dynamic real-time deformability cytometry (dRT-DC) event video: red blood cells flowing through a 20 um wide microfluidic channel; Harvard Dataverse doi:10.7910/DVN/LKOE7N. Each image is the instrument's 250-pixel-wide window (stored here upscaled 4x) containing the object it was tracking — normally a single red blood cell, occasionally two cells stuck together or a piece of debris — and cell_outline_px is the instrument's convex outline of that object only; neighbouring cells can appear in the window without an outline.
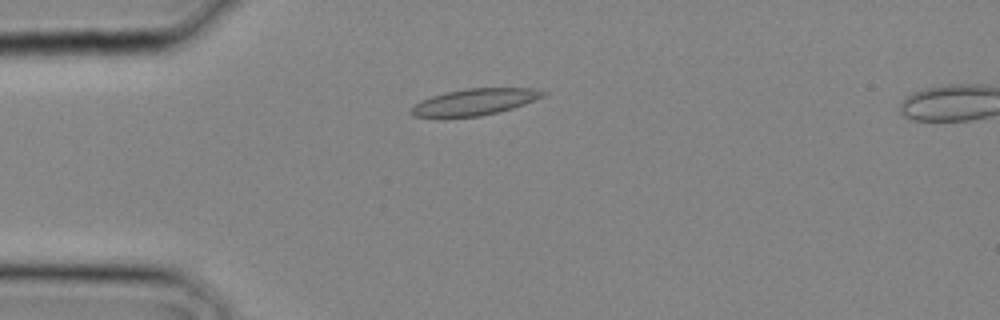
{"species": "common noctule bat (a hibernating species)", "species_latin": "Nyctalus noctula", "temperature_condition": "cold", "stored_images_in_passage": 12, "camera_frame_rate_fps": 3000, "um_per_image_px": 0.085, "animal": {"sex": "male", "body_mass_g": 20.4}, "frame": {"image": 1, "passage_image": 7, "time_ms": 2.0, "image_size_px": [1000, 320], "cell_outline_px": [[548, 92], [544, 96], [524, 104], [512, 108], [480, 116], [412, 116], [408, 112], [420, 100], [444, 92], [468, 88], [532, 88]], "centroid_in_image_um": [40.35, 8.64], "position_along_channel_um": 44.6, "area_um2": 20.0}}
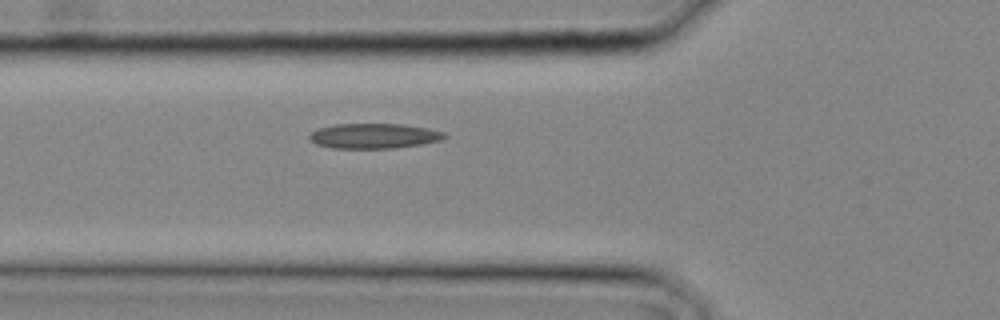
{"frame": {"image": 2, "passage_image": 10, "time_ms": 3.0, "image_size_px": [1000, 320], "cell_outline_px": [[448, 136], [440, 140], [420, 144], [396, 148], [332, 148], [316, 144], [308, 136], [312, 132], [320, 128], [336, 124], [404, 124], [428, 128], [444, 132]], "centroid_in_image_um": [31.81, 11.55], "position_along_channel_um": 94.0, "area_um2": 19.59}}
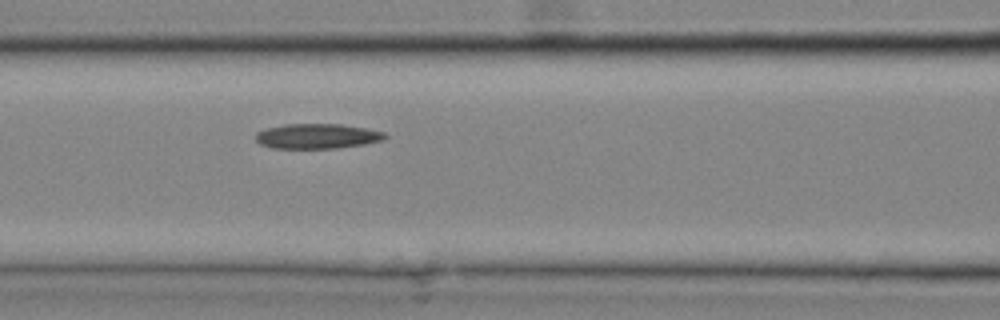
{"frame": {"image": 3, "passage_image": 12, "time_ms": 3.667, "image_size_px": [1000, 320], "cell_outline_px": [[388, 136], [384, 140], [364, 144], [336, 148], [272, 148], [260, 144], [256, 140], [256, 132], [264, 128], [284, 124], [340, 124], [364, 128], [384, 132]], "centroid_in_image_um": [26.93, 11.57], "position_along_channel_um": 139.7, "area_um2": 18.84}}